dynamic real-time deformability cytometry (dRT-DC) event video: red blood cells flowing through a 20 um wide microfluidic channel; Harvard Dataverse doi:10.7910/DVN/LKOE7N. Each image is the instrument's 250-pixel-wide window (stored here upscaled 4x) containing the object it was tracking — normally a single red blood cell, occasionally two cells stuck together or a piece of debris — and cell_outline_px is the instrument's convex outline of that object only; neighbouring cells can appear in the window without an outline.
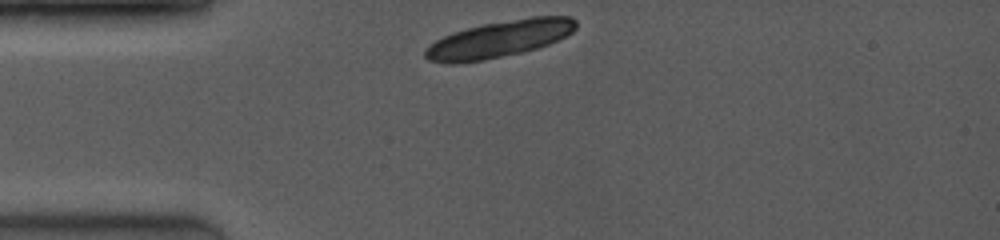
{"species": "common noctule bat (a hibernating species)", "species_latin": "Nyctalus noctula", "temperature_condition": "room temperature", "stored_images_in_passage": 3, "camera_frame_rate_fps": 4000, "um_per_image_px": 0.085, "animal": {"sex": "female", "body_mass_g": 19.0, "forearm_length_mm": 53.3}, "frame": {"image": 1, "passage_image": 1, "time_ms": 0.0, "image_size_px": [1000, 240], "cell_outline_px": [[576, 28], [572, 32], [548, 44], [536, 48], [520, 52], [484, 60], [456, 64], [448, 64], [428, 60], [424, 56], [424, 52], [436, 40], [444, 36], [468, 28], [484, 24], [532, 16], [572, 16], [576, 20]], "centroid_in_image_um": [42.45, 3.32], "position_along_channel_um": 42.6, "area_um2": 31.85}}